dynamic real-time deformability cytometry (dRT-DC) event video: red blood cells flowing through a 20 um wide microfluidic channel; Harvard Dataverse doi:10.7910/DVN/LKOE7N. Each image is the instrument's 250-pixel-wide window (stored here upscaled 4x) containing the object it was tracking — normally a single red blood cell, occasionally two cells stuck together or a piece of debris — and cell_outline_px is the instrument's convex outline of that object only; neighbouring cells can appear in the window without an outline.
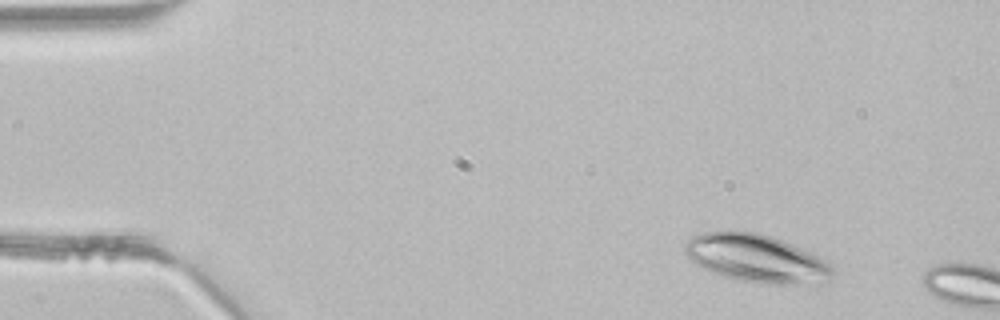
{"species": "common noctule bat (a hibernating species)", "species_latin": "Nyctalus noctula", "temperature_condition": "room temperature", "stored_images_in_passage": 2, "camera_frame_rate_fps": 3000, "um_per_image_px": 0.085, "animal": {"sex": "male", "body_mass_g": 21.5, "forearm_length_mm": 52.0}, "frame": {"image": 1, "passage_image": 1, "time_ms": 0.0, "image_size_px": [1000, 320], "cell_outline_px": [[836, 272], [832, 280], [828, 284], [760, 284], [740, 280], [724, 276], [704, 268], [696, 264], [684, 252], [684, 244], [692, 236], [704, 232], [756, 232], [780, 240], [808, 252], [832, 264], [836, 268]], "centroid_in_image_um": [64.38, 22.01], "position_along_channel_um": 20.6, "area_um2": 41.15}}